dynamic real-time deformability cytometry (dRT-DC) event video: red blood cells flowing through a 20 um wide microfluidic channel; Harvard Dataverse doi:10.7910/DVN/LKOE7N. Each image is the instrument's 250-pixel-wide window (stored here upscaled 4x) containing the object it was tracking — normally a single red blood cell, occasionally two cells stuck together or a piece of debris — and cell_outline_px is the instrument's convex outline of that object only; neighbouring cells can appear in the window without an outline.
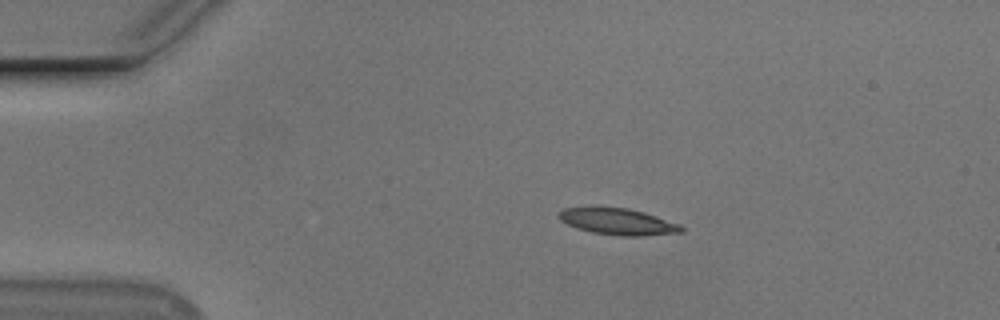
{"species": "Egyptian fruit bat (a non-hibernating species)", "species_latin": "Rousettus aegyptiacus", "temperature_condition": "cold", "stored_images_in_passage": 4, "camera_frame_rate_fps": 3000, "um_per_image_px": 0.085, "animal": {"sex": "male"}, "frame": {"image": 1, "passage_image": 1, "time_ms": 0.0, "image_size_px": [1000, 320], "cell_outline_px": [[684, 232], [644, 236], [624, 236], [592, 232], [576, 228], [560, 220], [556, 216], [564, 208], [592, 204], [596, 204], [628, 208], [644, 212], [680, 224], [684, 228]], "centroid_in_image_um": [52.46, 18.79], "position_along_channel_um": 32.5, "area_um2": 19.65}}
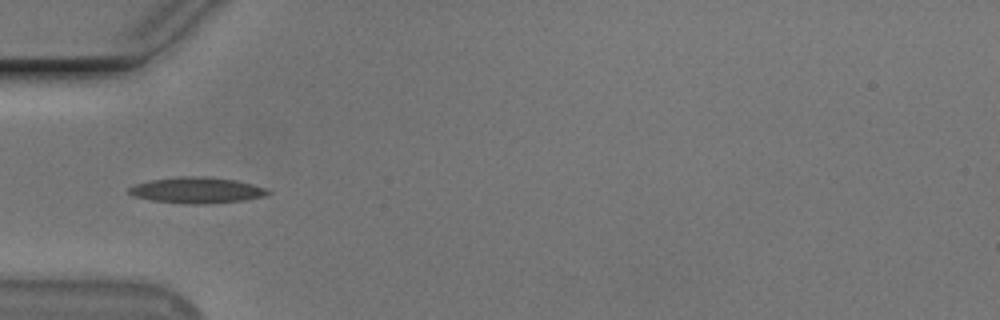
{"frame": {"image": 2, "passage_image": 3, "time_ms": 2.333, "image_size_px": [1000, 320], "cell_outline_px": [[272, 192], [264, 196], [244, 200], [208, 204], [188, 204], [152, 200], [132, 196], [128, 192], [128, 188], [136, 184], [152, 180], [180, 176], [200, 176], [236, 180], [252, 184], [264, 188]], "centroid_in_image_um": [16.72, 16.17], "position_along_channel_um": 68.3, "area_um2": 20.92}}